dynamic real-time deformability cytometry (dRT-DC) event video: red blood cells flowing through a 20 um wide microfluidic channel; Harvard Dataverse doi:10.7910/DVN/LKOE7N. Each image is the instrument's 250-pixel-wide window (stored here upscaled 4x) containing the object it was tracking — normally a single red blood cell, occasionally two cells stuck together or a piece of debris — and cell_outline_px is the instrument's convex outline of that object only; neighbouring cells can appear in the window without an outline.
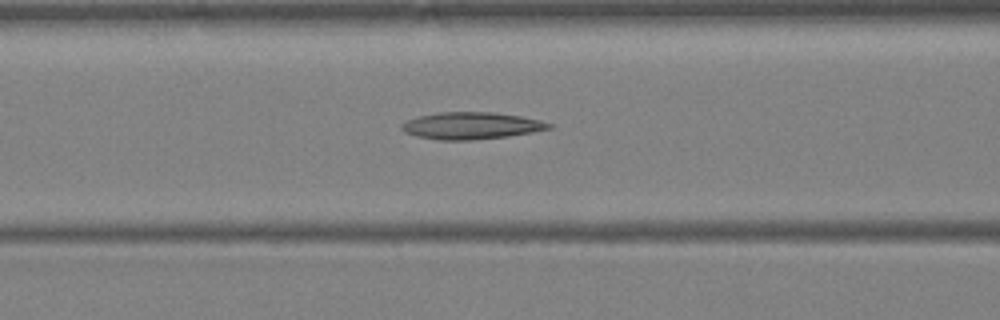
{"species": "Egyptian fruit bat (a non-hibernating species)", "species_latin": "Rousettus aegyptiacus", "temperature_condition": "warm", "stored_images_in_passage": 31, "camera_frame_rate_fps": 3000, "um_per_image_px": 0.085, "animal": {"sex": "female"}, "frame": {"image": 1, "passage_image": 8, "time_ms": 2.333, "image_size_px": [1000, 320], "cell_outline_px": [[556, 124], [552, 128], [532, 132], [508, 136], [472, 140], [436, 140], [416, 136], [404, 132], [400, 128], [400, 124], [408, 120], [420, 116], [440, 112], [492, 112], [520, 116], [540, 120]], "centroid_in_image_um": [40.07, 10.69], "position_along_channel_um": 126.5, "area_um2": 23.24}}
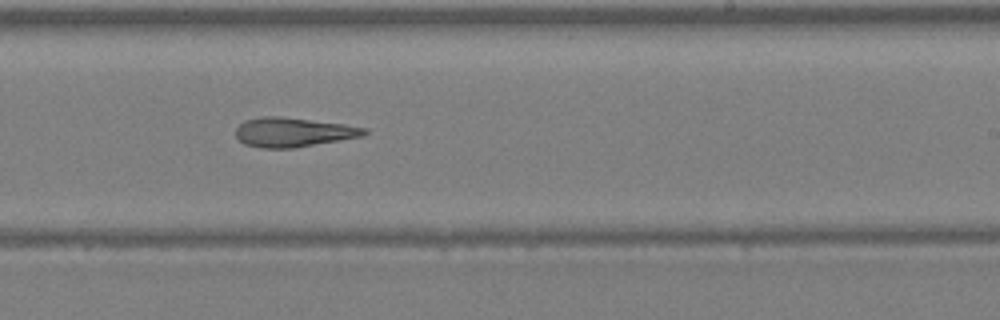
{"frame": {"image": 2, "passage_image": 16, "time_ms": 5.0, "image_size_px": [1000, 320], "cell_outline_px": [[368, 132], [364, 136], [296, 148], [260, 148], [244, 144], [236, 136], [236, 128], [244, 120], [264, 116], [280, 116], [344, 124], [368, 128]], "centroid_in_image_um": [24.94, 11.24], "position_along_channel_um": 264.1, "area_um2": 22.14}}
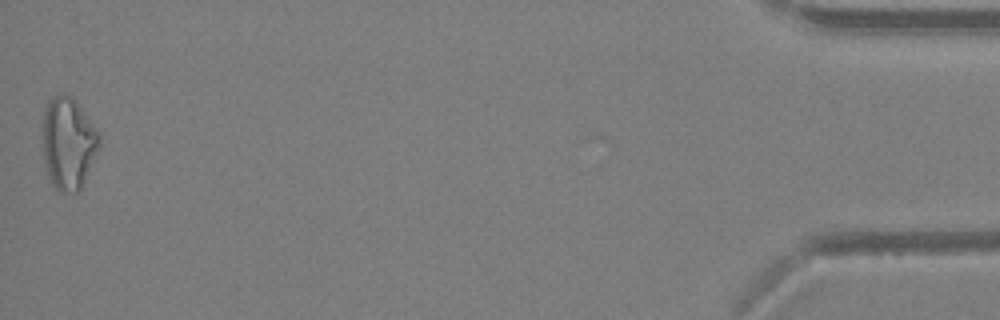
{"frame": {"image": 3, "passage_image": 31, "time_ms": 10.0, "image_size_px": [1000, 320], "cell_outline_px": [[100, 144], [84, 180], [80, 188], [76, 192], [60, 192], [52, 184], [48, 176], [44, 164], [44, 108], [48, 100], [52, 96], [60, 92], [72, 96], [76, 100], [100, 136]], "centroid_in_image_um": [5.78, 12.14], "position_along_channel_um": 429.4, "area_um2": 30.0}}